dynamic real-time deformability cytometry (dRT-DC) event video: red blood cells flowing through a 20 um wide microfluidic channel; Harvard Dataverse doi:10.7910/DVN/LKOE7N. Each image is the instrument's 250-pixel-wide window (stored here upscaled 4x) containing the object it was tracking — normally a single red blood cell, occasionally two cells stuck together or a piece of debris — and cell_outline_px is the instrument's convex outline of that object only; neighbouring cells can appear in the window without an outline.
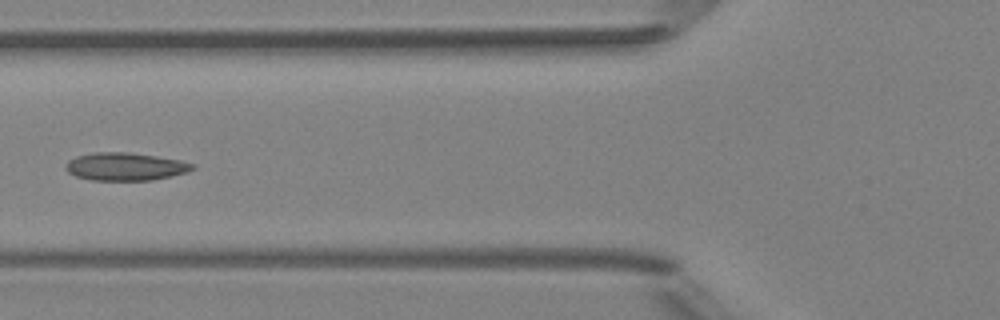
{"species": "Egyptian fruit bat (a non-hibernating species)", "species_latin": "Rousettus aegyptiacus", "temperature_condition": "room temperature", "stored_images_in_passage": 6, "camera_frame_rate_fps": 3000, "um_per_image_px": 0.085, "animal": {"sex": "female"}, "frame": {"image": 1, "passage_image": 6, "time_ms": 5.667, "image_size_px": [1000, 320], "cell_outline_px": [[196, 168], [172, 176], [152, 180], [92, 180], [76, 176], [68, 172], [64, 168], [64, 164], [68, 160], [76, 156], [92, 152], [128, 152], [156, 156], [180, 160], [196, 164]], "centroid_in_image_um": [10.63, 14.15], "position_along_channel_um": 115.2, "area_um2": 20.69}}